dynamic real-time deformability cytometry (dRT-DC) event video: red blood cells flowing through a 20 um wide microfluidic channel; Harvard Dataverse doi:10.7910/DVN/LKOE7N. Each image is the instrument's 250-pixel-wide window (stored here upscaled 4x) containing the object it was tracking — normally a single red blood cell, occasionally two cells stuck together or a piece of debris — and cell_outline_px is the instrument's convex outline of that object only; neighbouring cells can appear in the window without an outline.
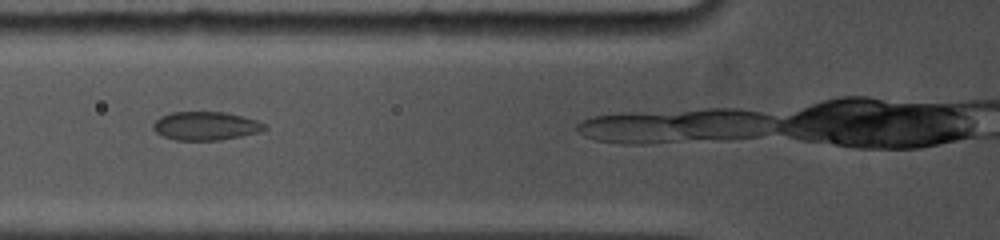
{"species": "common noctule bat (a hibernating species)", "species_latin": "Nyctalus noctula", "temperature_condition": "cold", "stored_images_in_passage": 5, "camera_frame_rate_fps": 5000, "um_per_image_px": 0.085, "animal": {"sex": "female", "body_mass_g": 19.0, "forearm_length_mm": 53.3}, "frame": {"image": 1, "passage_image": 3, "time_ms": 2.2, "image_size_px": [1000, 240], "cell_outline_px": [[268, 128], [260, 132], [220, 140], [176, 140], [164, 136], [156, 132], [152, 128], [152, 124], [160, 116], [172, 112], [224, 112], [244, 116], [256, 120], [264, 124]], "centroid_in_image_um": [17.48, 10.7], "position_along_channel_um": 108.3, "area_um2": 18.5}}